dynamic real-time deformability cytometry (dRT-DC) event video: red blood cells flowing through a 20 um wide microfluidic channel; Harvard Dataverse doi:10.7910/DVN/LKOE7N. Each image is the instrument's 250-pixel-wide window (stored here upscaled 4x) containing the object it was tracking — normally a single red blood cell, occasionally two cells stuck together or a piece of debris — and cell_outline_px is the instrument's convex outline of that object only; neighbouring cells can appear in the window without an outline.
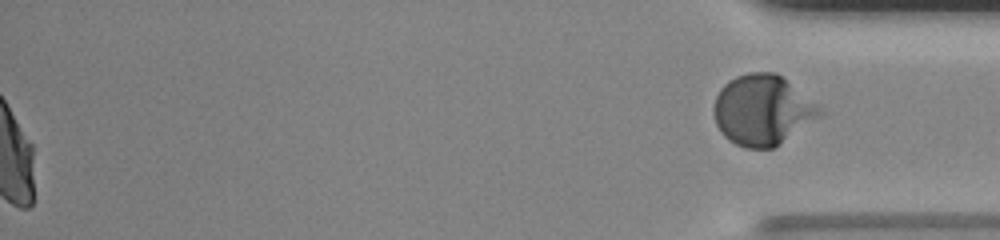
{"species": "human", "species_latin": "Homo sapiens", "temperature_condition": "room temperature", "stored_images_in_passage": 53, "segment_of_instrument_passage": [2, 2], "camera_frame_rate_fps": 3000, "um_per_image_px": 0.085, "donor": {"sex": "male"}, "frame": {"image": 1, "passage_image": 53, "time_ms": 17.333, "image_size_px": [1000, 240], "cell_outline_px": [[828, 112], [824, 116], [772, 148], [744, 148], [728, 140], [720, 132], [716, 124], [712, 112], [712, 108], [716, 96], [720, 88], [728, 80], [736, 76], [748, 72], [776, 72]], "centroid_in_image_um": [64.82, 9.35], "position_along_channel_um": 370.4, "area_um2": 43.93}}